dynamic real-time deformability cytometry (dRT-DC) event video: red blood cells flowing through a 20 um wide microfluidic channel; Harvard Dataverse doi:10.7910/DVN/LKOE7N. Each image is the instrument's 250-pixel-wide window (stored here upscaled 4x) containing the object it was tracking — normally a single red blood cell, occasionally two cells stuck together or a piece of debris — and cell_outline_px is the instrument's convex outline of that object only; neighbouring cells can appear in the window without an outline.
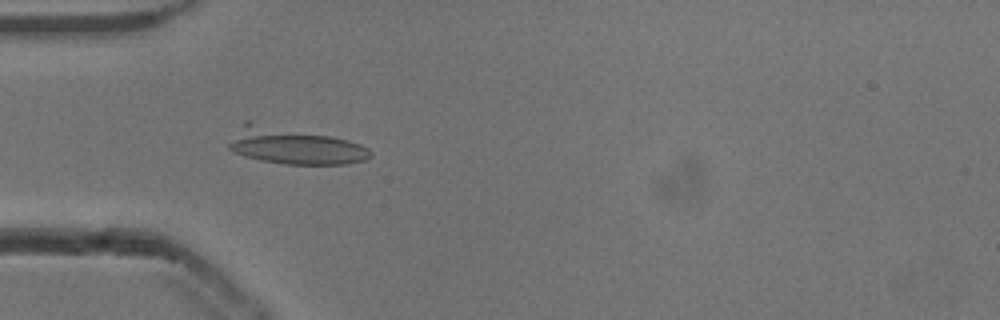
{"species": "common noctule bat (a hibernating species)", "species_latin": "Nyctalus noctula", "temperature_condition": "cold", "stored_images_in_passage": 42, "camera_frame_rate_fps": 3000, "um_per_image_px": 0.085, "animal": {"sex": "male", "body_mass_g": 13.3}, "frame": {"image": 1, "passage_image": 12, "time_ms": 3.667, "image_size_px": [1000, 320], "cell_outline_px": [[372, 156], [364, 160], [344, 164], [284, 164], [260, 160], [244, 156], [232, 152], [228, 148], [228, 144], [244, 120], [248, 120], [348, 140], [360, 144], [368, 148], [372, 152]], "centroid_in_image_um": [24.97, 12.4], "position_along_channel_um": 60.0, "area_um2": 29.94}}
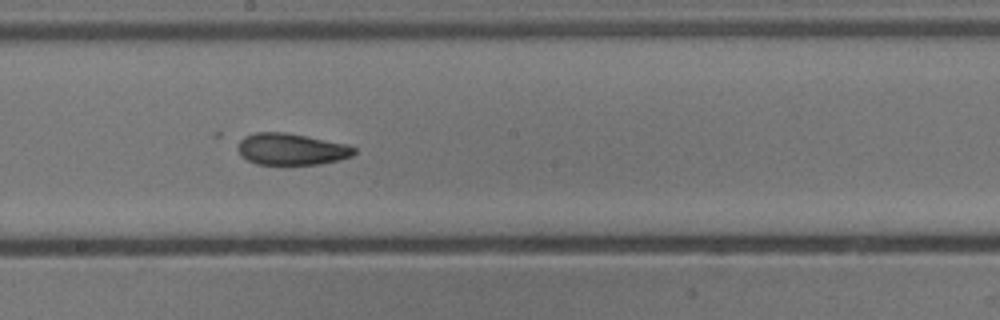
{"frame": {"image": 2, "passage_image": 25, "time_ms": 8.0, "image_size_px": [1000, 320], "cell_outline_px": [[356, 152], [352, 156], [340, 160], [320, 164], [256, 164], [240, 156], [236, 148], [236, 140], [244, 136], [256, 132], [284, 132], [348, 144], [356, 148]], "centroid_in_image_um": [24.72, 12.67], "position_along_channel_um": 223.5, "area_um2": 21.73}}
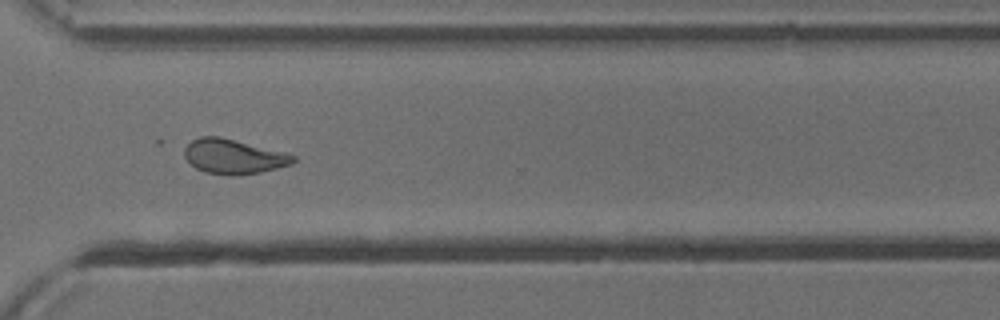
{"frame": {"image": 3, "passage_image": 35, "time_ms": 11.333, "image_size_px": [1000, 320], "cell_outline_px": [[296, 160], [292, 164], [260, 172], [236, 176], [232, 176], [204, 172], [196, 168], [184, 156], [184, 148], [192, 140], [200, 136], [220, 136], [284, 152], [296, 156]], "centroid_in_image_um": [19.84, 13.3], "position_along_channel_um": 350.8, "area_um2": 21.96}}